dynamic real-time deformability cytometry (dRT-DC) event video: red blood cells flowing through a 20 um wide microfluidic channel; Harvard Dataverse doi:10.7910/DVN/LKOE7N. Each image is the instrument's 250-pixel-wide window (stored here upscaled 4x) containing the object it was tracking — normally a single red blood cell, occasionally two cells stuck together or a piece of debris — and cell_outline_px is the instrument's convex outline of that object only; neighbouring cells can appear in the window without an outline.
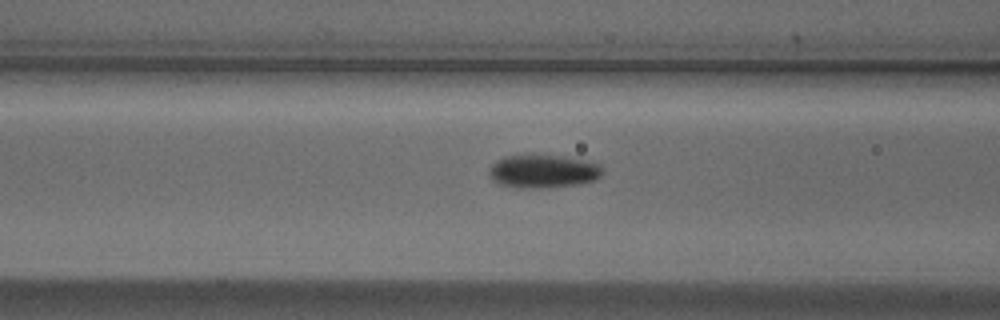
{"species": "Egyptian fruit bat (a non-hibernating species)", "species_latin": "Rousettus aegyptiacus", "temperature_condition": "cold", "stored_images_in_passage": 15, "camera_frame_rate_fps": 3000, "um_per_image_px": 0.085, "animal": {"sex": "male"}, "frame": {"image": 1, "passage_image": 13, "time_ms": 4.0, "image_size_px": [1000, 320], "cell_outline_px": [[604, 172], [596, 180], [580, 184], [540, 188], [516, 188], [496, 184], [492, 180], [488, 172], [492, 164], [496, 160], [508, 156], [560, 156], [580, 160], [596, 164]], "centroid_in_image_um": [46.11, 14.6], "position_along_channel_um": 120.5, "area_um2": 21.68}}